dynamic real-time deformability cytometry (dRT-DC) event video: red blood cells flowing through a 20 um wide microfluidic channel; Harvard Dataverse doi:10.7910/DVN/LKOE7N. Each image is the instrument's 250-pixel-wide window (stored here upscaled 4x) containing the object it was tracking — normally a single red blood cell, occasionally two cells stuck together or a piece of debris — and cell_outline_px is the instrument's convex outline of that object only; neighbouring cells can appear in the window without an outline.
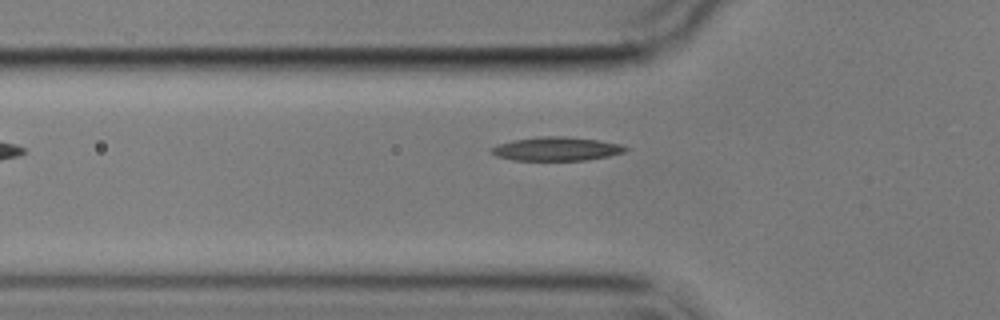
{"species": "common noctule bat (a hibernating species)", "species_latin": "Nyctalus noctula", "temperature_condition": "cold", "stored_images_in_passage": 5, "camera_frame_rate_fps": 3000, "um_per_image_px": 0.085, "animal": {"sex": "male", "body_mass_g": 17.9}, "frame": {"image": 1, "passage_image": 5, "time_ms": 5.667, "image_size_px": [1000, 320], "cell_outline_px": [[632, 148], [624, 152], [608, 156], [588, 160], [512, 160], [496, 156], [488, 152], [488, 148], [496, 144], [512, 140], [536, 136], [564, 136], [596, 140], [620, 144]], "centroid_in_image_um": [47.23, 12.65], "position_along_channel_um": 78.6, "area_um2": 18.84}}